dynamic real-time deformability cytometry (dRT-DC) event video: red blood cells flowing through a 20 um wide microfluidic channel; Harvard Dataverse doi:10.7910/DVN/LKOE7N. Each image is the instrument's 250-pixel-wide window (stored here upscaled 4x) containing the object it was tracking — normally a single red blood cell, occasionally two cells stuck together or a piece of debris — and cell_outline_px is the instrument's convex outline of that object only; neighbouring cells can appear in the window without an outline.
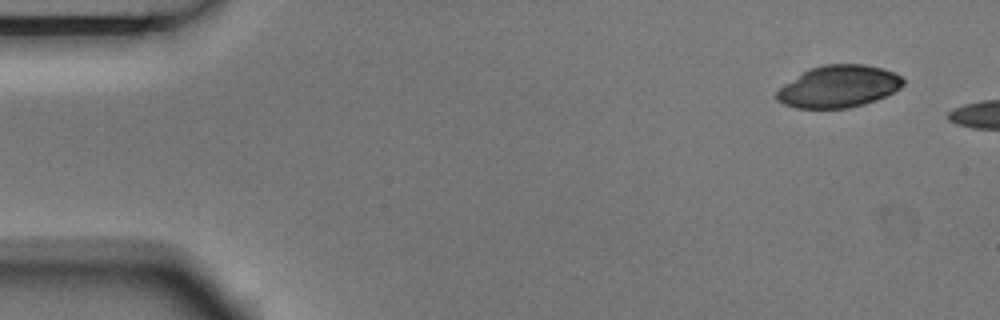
{"species": "Egyptian fruit bat (a non-hibernating species)", "species_latin": "Rousettus aegyptiacus", "temperature_condition": "room temperature", "stored_images_in_passage": 3, "camera_frame_rate_fps": 3000, "um_per_image_px": 0.085, "animal": {"sex": "male"}, "frame": {"image": 1, "passage_image": 1, "time_ms": 0.0, "image_size_px": [1000, 320], "cell_outline_px": [[904, 84], [900, 88], [876, 100], [864, 104], [848, 108], [796, 108], [784, 104], [776, 100], [776, 92], [784, 84], [804, 72], [812, 68], [824, 64], [864, 64], [884, 68], [896, 72], [904, 80]], "centroid_in_image_um": [71.3, 7.35], "position_along_channel_um": 13.7, "area_um2": 30.92}}